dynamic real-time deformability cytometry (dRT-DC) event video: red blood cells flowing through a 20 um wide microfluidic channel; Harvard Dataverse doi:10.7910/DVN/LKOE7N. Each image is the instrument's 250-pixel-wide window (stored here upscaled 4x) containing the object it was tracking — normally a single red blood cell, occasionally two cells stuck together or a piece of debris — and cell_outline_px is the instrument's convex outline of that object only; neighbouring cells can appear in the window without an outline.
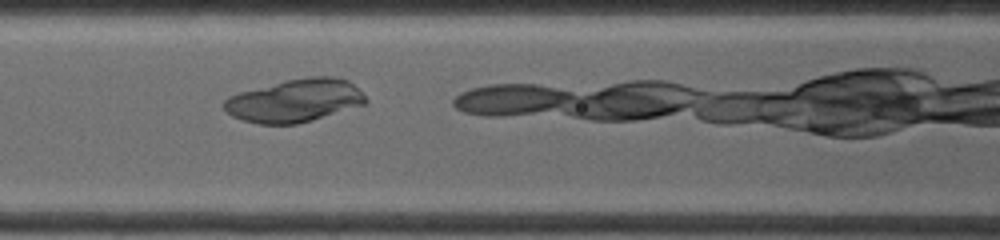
{"species": "common noctule bat (a hibernating species)", "species_latin": "Nyctalus noctula", "temperature_condition": "warm", "stored_images_in_passage": 34, "camera_frame_rate_fps": 4500, "um_per_image_px": 0.085, "animal": {"sex": "female", "body_mass_g": 19.0, "forearm_length_mm": 53.3}, "frame": {"image": 1, "passage_image": 7, "time_ms": 2.0, "image_size_px": [1000, 240], "cell_outline_px": [[368, 104], [312, 120], [296, 124], [256, 124], [232, 116], [220, 104], [228, 96], [240, 92], [288, 80], [308, 76], [332, 76], [348, 80], [368, 100]], "centroid_in_image_um": [25.06, 8.56], "position_along_channel_um": 141.5, "area_um2": 35.37}}
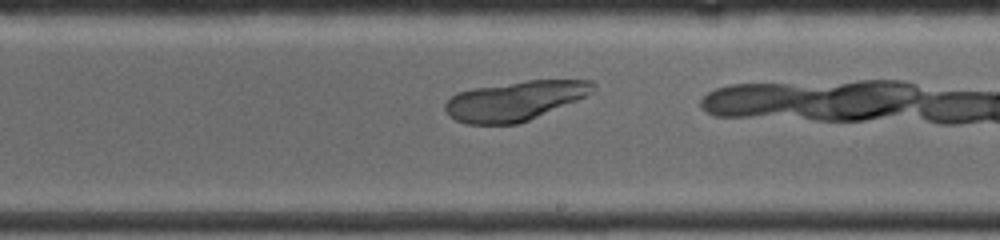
{"frame": {"image": 2, "passage_image": 15, "time_ms": 4.667, "image_size_px": [1000, 240], "cell_outline_px": [[596, 88], [592, 92], [576, 100], [520, 124], [464, 124], [448, 116], [444, 108], [444, 104], [456, 92], [472, 88], [528, 80], [592, 80], [596, 84]], "centroid_in_image_um": [43.73, 8.57], "position_along_channel_um": 245.3, "area_um2": 34.04}}
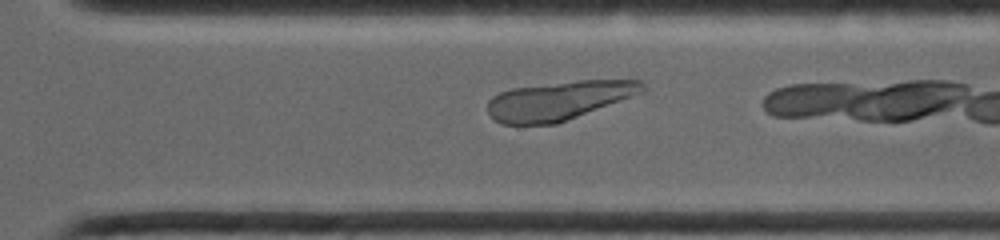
{"frame": {"image": 3, "passage_image": 23, "time_ms": 6.667, "image_size_px": [1000, 240], "cell_outline_px": [[648, 88], [644, 92], [556, 124], [500, 124], [492, 120], [488, 112], [488, 100], [492, 96], [500, 92], [512, 88], [576, 80], [640, 80]], "centroid_in_image_um": [47.49, 8.54], "position_along_channel_um": 323.1, "area_um2": 35.08}}